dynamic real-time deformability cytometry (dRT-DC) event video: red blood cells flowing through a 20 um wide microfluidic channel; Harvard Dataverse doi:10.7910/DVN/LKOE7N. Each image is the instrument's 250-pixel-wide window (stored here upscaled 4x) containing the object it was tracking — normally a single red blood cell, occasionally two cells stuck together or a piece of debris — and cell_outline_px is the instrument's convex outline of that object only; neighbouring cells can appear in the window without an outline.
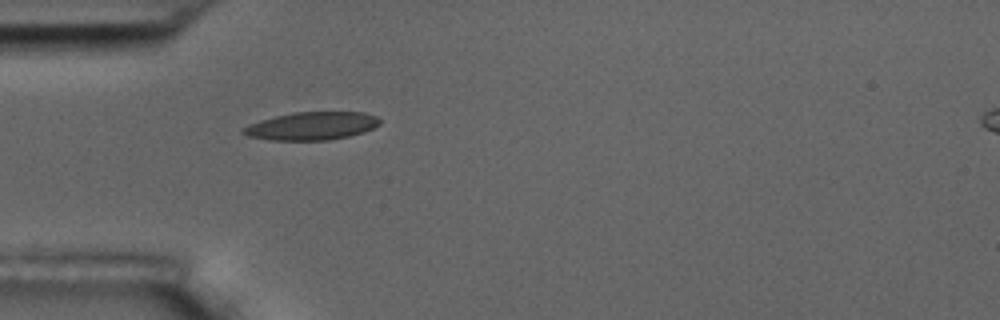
{"species": "common noctule bat (a hibernating species)", "species_latin": "Nyctalus noctula", "temperature_condition": "room temperature", "stored_images_in_passage": 2, "camera_frame_rate_fps": 3000, "um_per_image_px": 0.085, "animal": {"sex": "male", "body_mass_g": 17.5, "forearm_length_mm": 52.3}, "frame": {"image": 1, "passage_image": 2, "time_ms": 1.0, "image_size_px": [1000, 320], "cell_outline_px": [[380, 124], [364, 132], [348, 136], [328, 140], [272, 140], [248, 136], [240, 132], [248, 124], [260, 120], [292, 112], [364, 112], [376, 116], [380, 120]], "centroid_in_image_um": [26.49, 10.7], "position_along_channel_um": 58.5, "area_um2": 22.2}}